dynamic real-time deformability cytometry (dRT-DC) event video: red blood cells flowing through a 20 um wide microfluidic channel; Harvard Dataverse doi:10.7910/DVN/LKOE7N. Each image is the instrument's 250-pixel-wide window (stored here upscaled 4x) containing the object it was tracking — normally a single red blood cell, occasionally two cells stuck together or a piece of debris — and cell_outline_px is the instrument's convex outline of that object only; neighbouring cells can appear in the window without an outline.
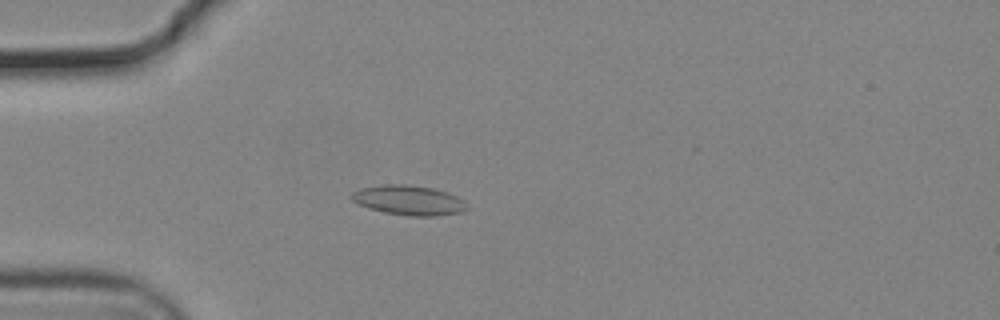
{"species": "common noctule bat (a hibernating species)", "species_latin": "Nyctalus noctula", "temperature_condition": "cold", "stored_images_in_passage": 54, "camera_frame_rate_fps": 3000, "um_per_image_px": 0.085, "animal": {"sex": "male", "body_mass_g": 19.2, "forearm_length_mm": 51.8}, "frame": {"image": 1, "passage_image": 14, "time_ms": 4.333, "image_size_px": [1000, 320], "cell_outline_px": [[468, 208], [464, 212], [436, 216], [408, 216], [384, 212], [368, 208], [352, 200], [352, 192], [360, 188], [384, 184], [404, 184], [432, 188], [448, 192], [464, 200], [468, 204]], "centroid_in_image_um": [34.79, 17.02], "position_along_channel_um": 50.2, "area_um2": 20.11}}
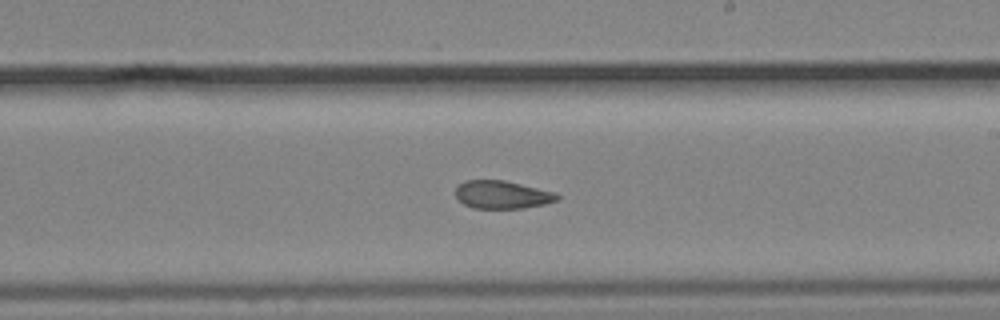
{"frame": {"image": 2, "passage_image": 31, "time_ms": 10.0, "image_size_px": [1000, 320], "cell_outline_px": [[560, 200], [544, 204], [524, 208], [472, 208], [464, 204], [456, 196], [456, 188], [464, 180], [504, 180], [556, 192], [560, 196]], "centroid_in_image_um": [42.72, 16.55], "position_along_channel_um": 246.3, "area_um2": 16.59}}
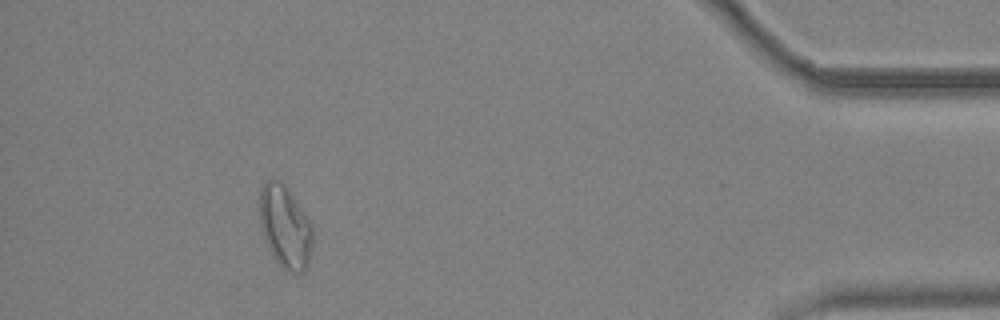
{"frame": {"image": 3, "passage_image": 49, "time_ms": 16.0, "image_size_px": [1000, 320], "cell_outline_px": [[312, 244], [308, 260], [304, 272], [292, 272], [284, 268], [276, 260], [260, 228], [260, 188], [268, 180], [280, 180], [288, 188], [312, 224]], "centroid_in_image_um": [24.24, 19.24], "position_along_channel_um": 411.0, "area_um2": 25.03}, "authors_computed_cell_mechanics": {"area_um2": 19.0451, "velocity_mm_per_s": 3.698, "shape_relaxation_time_tau1_ms": null, "shape_relaxation_time_tau2_ms": 2.4041, "deformation_change_tau1": null, "deformation_change_tau2": 0.0733}}